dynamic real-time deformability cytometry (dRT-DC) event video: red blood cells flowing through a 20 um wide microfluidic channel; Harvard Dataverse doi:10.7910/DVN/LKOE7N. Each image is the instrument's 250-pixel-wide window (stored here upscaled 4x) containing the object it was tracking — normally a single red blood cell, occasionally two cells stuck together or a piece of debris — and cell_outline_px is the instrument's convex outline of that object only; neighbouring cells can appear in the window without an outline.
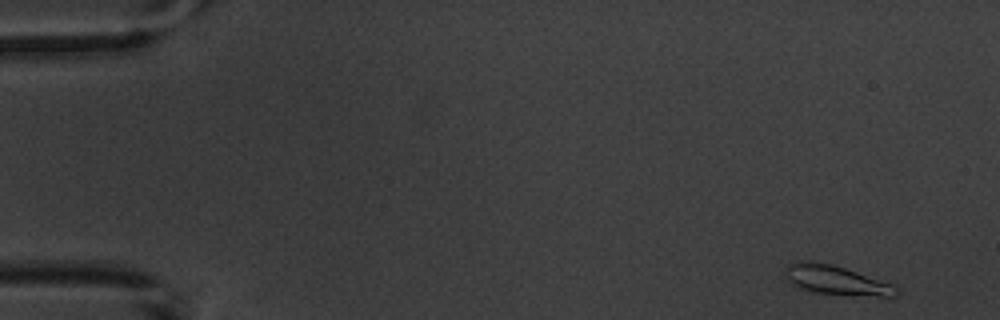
{"species": "common noctule bat (a hibernating species)", "species_latin": "Nyctalus noctula", "temperature_condition": "warm", "stored_images_in_passage": 7, "camera_frame_rate_fps": 3000, "um_per_image_px": 0.085, "animal": {"sex": "male", "body_mass_g": 20.1, "forearm_length_mm": 53.5}, "frame": {"image": 1, "passage_image": 1, "time_ms": 0.0, "image_size_px": [1000, 320], "cell_outline_px": [[900, 292], [896, 296], [880, 296], [812, 292], [788, 284], [784, 272], [784, 268], [788, 264], [800, 260], [812, 260], [832, 264], [892, 284]], "centroid_in_image_um": [70.96, 23.79], "position_along_channel_um": 14.0, "area_um2": 18.9}}
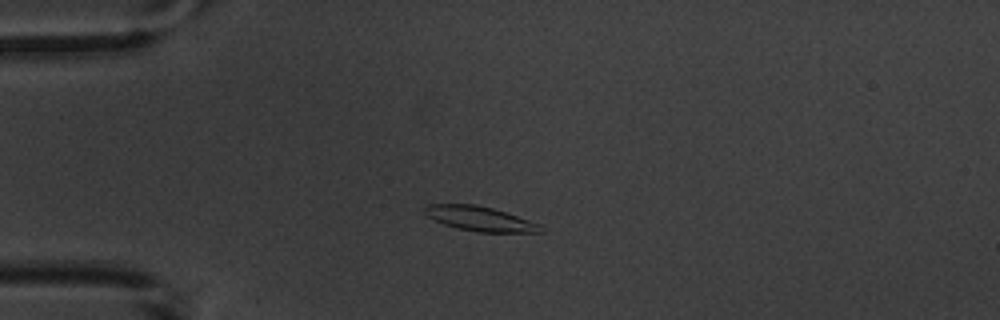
{"frame": {"image": 2, "passage_image": 4, "time_ms": 3.667, "image_size_px": [1000, 320], "cell_outline_px": [[544, 232], [476, 232], [444, 224], [428, 216], [424, 212], [424, 208], [428, 204], [472, 204], [492, 208], [540, 224]], "centroid_in_image_um": [40.79, 18.59], "position_along_channel_um": 44.2, "area_um2": 16.24}}
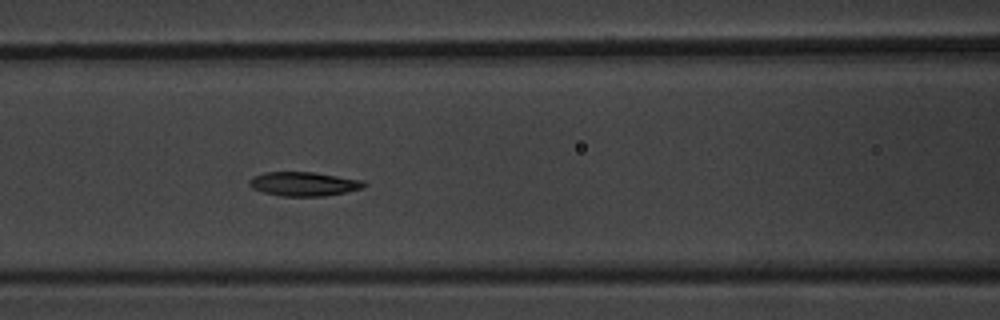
{"frame": {"image": 3, "passage_image": 7, "time_ms": 7.0, "image_size_px": [1000, 320], "cell_outline_px": [[368, 184], [364, 188], [324, 196], [280, 196], [264, 192], [252, 188], [248, 184], [248, 180], [252, 176], [264, 172], [312, 172], [364, 180]], "centroid_in_image_um": [25.81, 15.63], "position_along_channel_um": 140.8, "area_um2": 16.18}}